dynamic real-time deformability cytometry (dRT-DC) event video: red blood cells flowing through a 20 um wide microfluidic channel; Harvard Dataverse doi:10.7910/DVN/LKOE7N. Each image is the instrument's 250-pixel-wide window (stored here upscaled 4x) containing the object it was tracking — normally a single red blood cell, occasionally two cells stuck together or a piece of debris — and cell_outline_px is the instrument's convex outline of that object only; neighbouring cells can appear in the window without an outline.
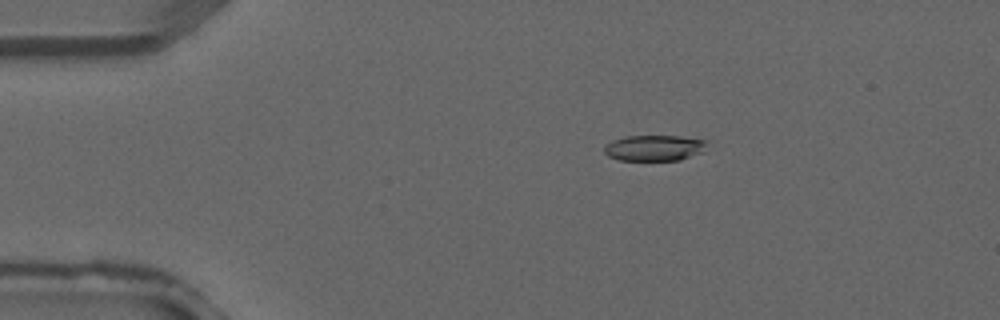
{"species": "common noctule bat (a hibernating species)", "species_latin": "Nyctalus noctula", "temperature_condition": "warm", "stored_images_in_passage": 3, "camera_frame_rate_fps": 3000, "um_per_image_px": 0.085, "animal": {"sex": "male", "forearm_length_mm": 52.5}, "frame": {"image": 1, "passage_image": 2, "time_ms": 0.333, "image_size_px": [1000, 320], "cell_outline_px": [[708, 140], [704, 152], [680, 160], [620, 160], [608, 156], [604, 152], [604, 148], [612, 140], [624, 136], [680, 136]], "centroid_in_image_um": [55.65, 12.57], "position_along_channel_um": 29.3, "area_um2": 15.55}}